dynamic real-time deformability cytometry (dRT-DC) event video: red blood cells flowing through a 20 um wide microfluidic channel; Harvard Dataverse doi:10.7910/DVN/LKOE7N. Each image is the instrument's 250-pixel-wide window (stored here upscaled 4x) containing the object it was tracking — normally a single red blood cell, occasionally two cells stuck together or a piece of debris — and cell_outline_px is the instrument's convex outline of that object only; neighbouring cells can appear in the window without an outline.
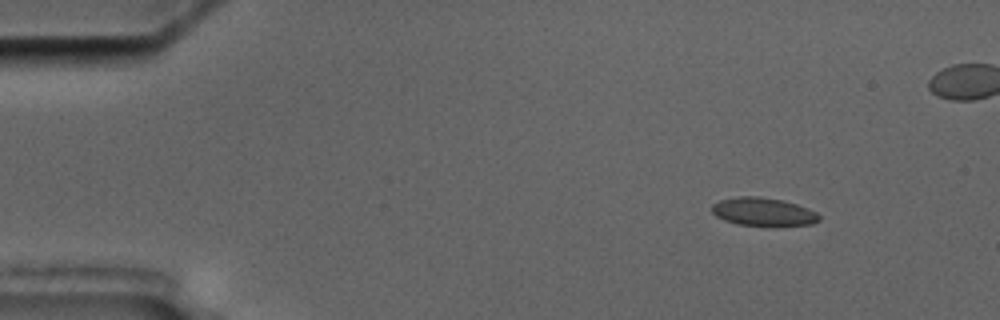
{"species": "common noctule bat (a hibernating species)", "species_latin": "Nyctalus noctula", "temperature_condition": "cold", "stored_images_in_passage": 5, "camera_frame_rate_fps": 3000, "um_per_image_px": 0.085, "animal": {"sex": "male", "body_mass_g": 17.5, "forearm_length_mm": 52.3}, "frame": {"image": 1, "passage_image": 1, "time_ms": 0.0, "image_size_px": [1000, 320], "cell_outline_px": [[820, 220], [812, 224], [736, 224], [724, 220], [716, 216], [712, 212], [712, 204], [720, 200], [736, 196], [756, 196], [784, 200], [808, 208], [816, 212], [820, 216]], "centroid_in_image_um": [64.85, 17.97], "position_along_channel_um": 20.2, "area_um2": 17.22}}